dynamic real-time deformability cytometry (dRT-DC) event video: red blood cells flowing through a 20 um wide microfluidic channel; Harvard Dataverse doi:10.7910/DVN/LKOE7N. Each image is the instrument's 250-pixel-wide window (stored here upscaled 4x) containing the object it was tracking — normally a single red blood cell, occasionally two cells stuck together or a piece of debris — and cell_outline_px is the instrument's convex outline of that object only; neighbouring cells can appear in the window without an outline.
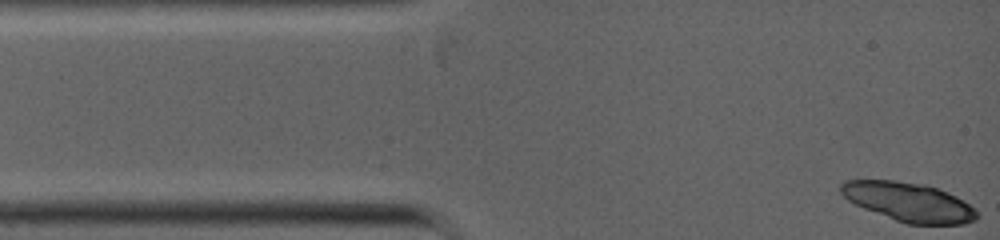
{"species": "common noctule bat (a hibernating species)", "species_latin": "Nyctalus noctula", "temperature_condition": "warm", "stored_images_in_passage": 4, "camera_frame_rate_fps": 5000, "um_per_image_px": 0.085, "animal": {"sex": "female", "body_mass_g": 19.0, "forearm_length_mm": 53.3}, "frame": {"image": 1, "passage_image": 1, "time_ms": 0.0, "image_size_px": [1000, 240], "cell_outline_px": [[980, 216], [976, 220], [964, 224], [908, 224], [896, 220], [864, 208], [848, 200], [840, 192], [840, 184], [844, 180], [896, 180], [928, 184], [948, 192], [964, 200]], "centroid_in_image_um": [77.26, 17.15], "position_along_channel_um": 7.7, "area_um2": 30.98}}